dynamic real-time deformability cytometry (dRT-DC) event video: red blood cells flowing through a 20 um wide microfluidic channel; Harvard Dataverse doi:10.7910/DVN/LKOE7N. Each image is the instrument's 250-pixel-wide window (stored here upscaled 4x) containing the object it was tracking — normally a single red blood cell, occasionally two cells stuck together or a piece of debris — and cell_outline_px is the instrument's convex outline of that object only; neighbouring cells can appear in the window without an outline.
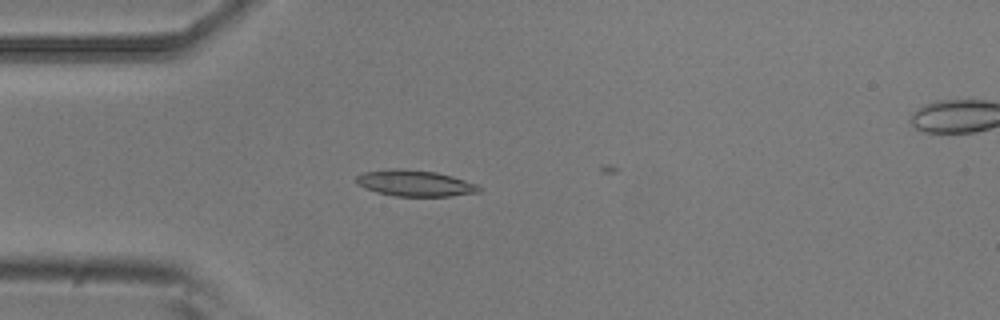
{"species": "common noctule bat (a hibernating species)", "species_latin": "Nyctalus noctula", "temperature_condition": "room temperature", "stored_images_in_passage": 6, "camera_frame_rate_fps": 3000, "um_per_image_px": 0.085, "animal": {"sex": "male", "body_mass_g": 20.5, "forearm_length_mm": 52.5}, "frame": {"image": 1, "passage_image": 5, "time_ms": 1.333, "image_size_px": [1000, 320], "cell_outline_px": [[484, 188], [480, 192], [448, 196], [396, 196], [376, 192], [356, 184], [356, 176], [364, 172], [392, 168], [400, 168], [436, 172], [452, 176], [476, 184]], "centroid_in_image_um": [35.27, 15.57], "position_along_channel_um": 49.7, "area_um2": 18.73}}